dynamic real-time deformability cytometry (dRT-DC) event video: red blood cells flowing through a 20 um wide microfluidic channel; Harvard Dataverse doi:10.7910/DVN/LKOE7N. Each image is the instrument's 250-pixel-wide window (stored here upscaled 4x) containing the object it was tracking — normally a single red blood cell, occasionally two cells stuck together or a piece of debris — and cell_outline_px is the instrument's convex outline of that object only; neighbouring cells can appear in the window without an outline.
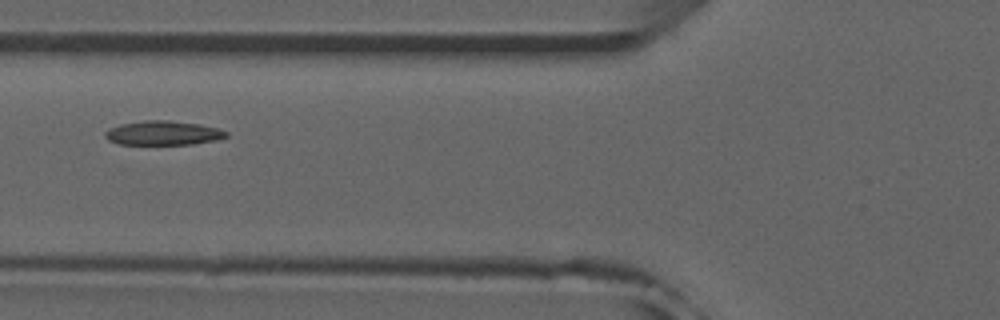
{"species": "common noctule bat (a hibernating species)", "species_latin": "Nyctalus noctula", "temperature_condition": "room temperature", "stored_images_in_passage": 38, "camera_frame_rate_fps": 3000, "um_per_image_px": 0.085, "animal": {"sex": "male", "forearm_length_mm": 52.5}, "frame": {"image": 1, "passage_image": 6, "time_ms": 1.667, "image_size_px": [1000, 320], "cell_outline_px": [[228, 136], [216, 140], [192, 144], [120, 144], [108, 140], [104, 136], [104, 132], [108, 128], [120, 124], [144, 120], [168, 120], [200, 124], [216, 128], [228, 132]], "centroid_in_image_um": [13.83, 11.3], "position_along_channel_um": 112.0, "area_um2": 17.11}, "authors_computed_cell_mechanics": {"area_um2": 16.7331, "velocity_mm_per_s": 3.9055, "shape_relaxation_time_tau1_ms": 9.8833, "shape_relaxation_time_tau2_ms": null, "deformation_change_tau1": 0.1568, "deformation_change_tau2": null}}